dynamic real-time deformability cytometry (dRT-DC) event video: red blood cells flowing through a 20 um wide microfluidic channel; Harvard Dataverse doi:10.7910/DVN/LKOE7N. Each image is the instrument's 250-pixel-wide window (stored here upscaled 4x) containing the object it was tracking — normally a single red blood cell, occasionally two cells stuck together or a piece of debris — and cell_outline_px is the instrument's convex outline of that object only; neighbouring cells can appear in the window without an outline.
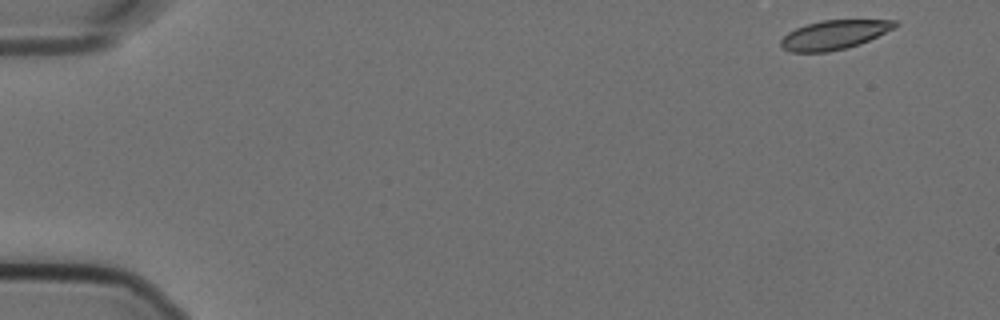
{"species": "Egyptian fruit bat (a non-hibernating species)", "species_latin": "Rousettus aegyptiacus", "temperature_condition": "cold", "stored_images_in_passage": 55, "camera_frame_rate_fps": 3000, "um_per_image_px": 0.085, "animal": {"sex": "female"}, "frame": {"image": 1, "passage_image": 1, "time_ms": 0.0, "image_size_px": [1000, 320], "cell_outline_px": [[900, 24], [896, 28], [860, 44], [828, 52], [792, 52], [784, 48], [780, 44], [780, 40], [788, 32], [804, 24], [820, 20], [896, 20]], "centroid_in_image_um": [70.92, 2.94], "position_along_channel_um": 14.1, "area_um2": 19.48}}
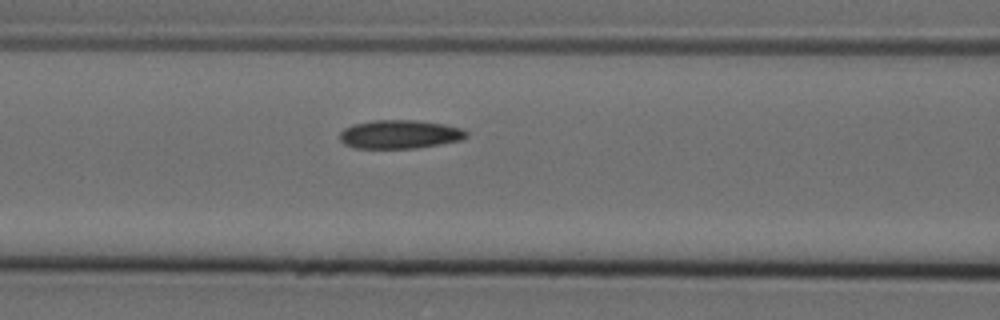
{"frame": {"image": 2, "passage_image": 22, "time_ms": 7.0, "image_size_px": [1000, 320], "cell_outline_px": [[468, 136], [460, 140], [440, 144], [416, 148], [356, 148], [344, 144], [340, 140], [340, 132], [344, 128], [352, 124], [372, 120], [416, 120], [444, 124], [460, 128], [468, 132]], "centroid_in_image_um": [33.96, 11.41], "position_along_channel_um": 132.6, "area_um2": 21.15}}
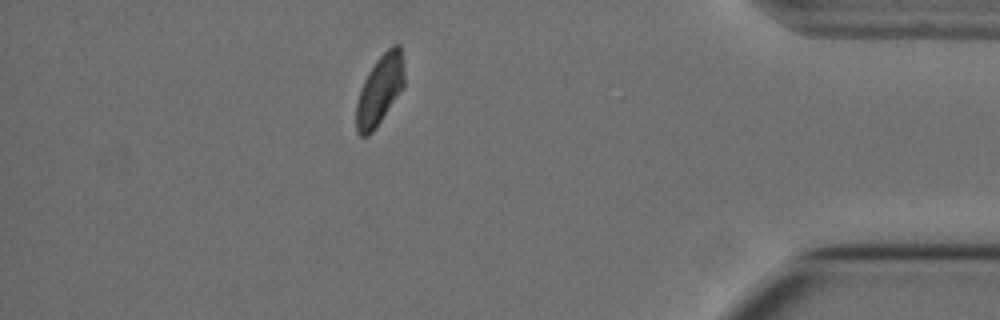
{"frame": {"image": 3, "passage_image": 48, "time_ms": 15.667, "image_size_px": [1000, 320], "cell_outline_px": [[404, 84], [376, 128], [368, 136], [360, 136], [356, 132], [356, 104], [364, 80], [368, 72], [376, 60], [392, 44], [400, 44], [404, 64]], "centroid_in_image_um": [32.27, 7.63], "position_along_channel_um": 402.9, "area_um2": 19.36}, "authors_computed_cell_mechanics": {"area_um2": 20.9814, "velocity_mm_per_s": 3.5424, "shape_relaxation_time_tau1_ms": null, "shape_relaxation_time_tau2_ms": 6.4761, "deformation_change_tau1": null, "deformation_change_tau2": 0.0996}}